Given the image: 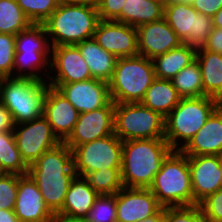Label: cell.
<instances>
[{
  "instance_id": "cell-22",
  "label": "cell",
  "mask_w": 222,
  "mask_h": 222,
  "mask_svg": "<svg viewBox=\"0 0 222 222\" xmlns=\"http://www.w3.org/2000/svg\"><path fill=\"white\" fill-rule=\"evenodd\" d=\"M99 194L89 185L88 181L76 175L66 193L62 210L56 215L69 220L84 221Z\"/></svg>"
},
{
  "instance_id": "cell-8",
  "label": "cell",
  "mask_w": 222,
  "mask_h": 222,
  "mask_svg": "<svg viewBox=\"0 0 222 222\" xmlns=\"http://www.w3.org/2000/svg\"><path fill=\"white\" fill-rule=\"evenodd\" d=\"M165 118L140 102L115 103L114 134L121 140L165 137Z\"/></svg>"
},
{
  "instance_id": "cell-31",
  "label": "cell",
  "mask_w": 222,
  "mask_h": 222,
  "mask_svg": "<svg viewBox=\"0 0 222 222\" xmlns=\"http://www.w3.org/2000/svg\"><path fill=\"white\" fill-rule=\"evenodd\" d=\"M32 24L15 0H0V33L16 36Z\"/></svg>"
},
{
  "instance_id": "cell-7",
  "label": "cell",
  "mask_w": 222,
  "mask_h": 222,
  "mask_svg": "<svg viewBox=\"0 0 222 222\" xmlns=\"http://www.w3.org/2000/svg\"><path fill=\"white\" fill-rule=\"evenodd\" d=\"M155 78L152 59L141 55L117 58L109 82L110 98L115 103L141 102Z\"/></svg>"
},
{
  "instance_id": "cell-18",
  "label": "cell",
  "mask_w": 222,
  "mask_h": 222,
  "mask_svg": "<svg viewBox=\"0 0 222 222\" xmlns=\"http://www.w3.org/2000/svg\"><path fill=\"white\" fill-rule=\"evenodd\" d=\"M14 213L20 222H52L55 218L29 174L18 175Z\"/></svg>"
},
{
  "instance_id": "cell-12",
  "label": "cell",
  "mask_w": 222,
  "mask_h": 222,
  "mask_svg": "<svg viewBox=\"0 0 222 222\" xmlns=\"http://www.w3.org/2000/svg\"><path fill=\"white\" fill-rule=\"evenodd\" d=\"M114 107L115 102L111 100L102 108L79 113L78 120L64 143L72 150L78 145L114 134Z\"/></svg>"
},
{
  "instance_id": "cell-9",
  "label": "cell",
  "mask_w": 222,
  "mask_h": 222,
  "mask_svg": "<svg viewBox=\"0 0 222 222\" xmlns=\"http://www.w3.org/2000/svg\"><path fill=\"white\" fill-rule=\"evenodd\" d=\"M122 143L115 134H111L73 148V168L76 175L84 177L101 169L121 168Z\"/></svg>"
},
{
  "instance_id": "cell-14",
  "label": "cell",
  "mask_w": 222,
  "mask_h": 222,
  "mask_svg": "<svg viewBox=\"0 0 222 222\" xmlns=\"http://www.w3.org/2000/svg\"><path fill=\"white\" fill-rule=\"evenodd\" d=\"M48 85L61 92L79 113L102 108L111 101L109 83L98 79Z\"/></svg>"
},
{
  "instance_id": "cell-6",
  "label": "cell",
  "mask_w": 222,
  "mask_h": 222,
  "mask_svg": "<svg viewBox=\"0 0 222 222\" xmlns=\"http://www.w3.org/2000/svg\"><path fill=\"white\" fill-rule=\"evenodd\" d=\"M47 81L30 77H4L0 82V102L10 111L15 124L43 115Z\"/></svg>"
},
{
  "instance_id": "cell-38",
  "label": "cell",
  "mask_w": 222,
  "mask_h": 222,
  "mask_svg": "<svg viewBox=\"0 0 222 222\" xmlns=\"http://www.w3.org/2000/svg\"><path fill=\"white\" fill-rule=\"evenodd\" d=\"M17 189V174L0 173V209L14 210Z\"/></svg>"
},
{
  "instance_id": "cell-45",
  "label": "cell",
  "mask_w": 222,
  "mask_h": 222,
  "mask_svg": "<svg viewBox=\"0 0 222 222\" xmlns=\"http://www.w3.org/2000/svg\"><path fill=\"white\" fill-rule=\"evenodd\" d=\"M58 4L66 5H97L98 0H57Z\"/></svg>"
},
{
  "instance_id": "cell-30",
  "label": "cell",
  "mask_w": 222,
  "mask_h": 222,
  "mask_svg": "<svg viewBox=\"0 0 222 222\" xmlns=\"http://www.w3.org/2000/svg\"><path fill=\"white\" fill-rule=\"evenodd\" d=\"M171 82L182 98L204 96L201 69L196 59L175 75Z\"/></svg>"
},
{
  "instance_id": "cell-17",
  "label": "cell",
  "mask_w": 222,
  "mask_h": 222,
  "mask_svg": "<svg viewBox=\"0 0 222 222\" xmlns=\"http://www.w3.org/2000/svg\"><path fill=\"white\" fill-rule=\"evenodd\" d=\"M161 208L149 188L123 187L116 194L117 222H137L155 215Z\"/></svg>"
},
{
  "instance_id": "cell-47",
  "label": "cell",
  "mask_w": 222,
  "mask_h": 222,
  "mask_svg": "<svg viewBox=\"0 0 222 222\" xmlns=\"http://www.w3.org/2000/svg\"><path fill=\"white\" fill-rule=\"evenodd\" d=\"M213 27L222 28V7L212 17Z\"/></svg>"
},
{
  "instance_id": "cell-3",
  "label": "cell",
  "mask_w": 222,
  "mask_h": 222,
  "mask_svg": "<svg viewBox=\"0 0 222 222\" xmlns=\"http://www.w3.org/2000/svg\"><path fill=\"white\" fill-rule=\"evenodd\" d=\"M99 22L97 5L58 4L43 23L51 47L77 45L92 38Z\"/></svg>"
},
{
  "instance_id": "cell-34",
  "label": "cell",
  "mask_w": 222,
  "mask_h": 222,
  "mask_svg": "<svg viewBox=\"0 0 222 222\" xmlns=\"http://www.w3.org/2000/svg\"><path fill=\"white\" fill-rule=\"evenodd\" d=\"M33 24H43L57 9V0H15Z\"/></svg>"
},
{
  "instance_id": "cell-36",
  "label": "cell",
  "mask_w": 222,
  "mask_h": 222,
  "mask_svg": "<svg viewBox=\"0 0 222 222\" xmlns=\"http://www.w3.org/2000/svg\"><path fill=\"white\" fill-rule=\"evenodd\" d=\"M16 36L0 33V77H13Z\"/></svg>"
},
{
  "instance_id": "cell-33",
  "label": "cell",
  "mask_w": 222,
  "mask_h": 222,
  "mask_svg": "<svg viewBox=\"0 0 222 222\" xmlns=\"http://www.w3.org/2000/svg\"><path fill=\"white\" fill-rule=\"evenodd\" d=\"M84 178L99 195L117 194L124 186L121 168H106L86 174Z\"/></svg>"
},
{
  "instance_id": "cell-39",
  "label": "cell",
  "mask_w": 222,
  "mask_h": 222,
  "mask_svg": "<svg viewBox=\"0 0 222 222\" xmlns=\"http://www.w3.org/2000/svg\"><path fill=\"white\" fill-rule=\"evenodd\" d=\"M203 219L207 222H222V188L208 195L199 203Z\"/></svg>"
},
{
  "instance_id": "cell-24",
  "label": "cell",
  "mask_w": 222,
  "mask_h": 222,
  "mask_svg": "<svg viewBox=\"0 0 222 222\" xmlns=\"http://www.w3.org/2000/svg\"><path fill=\"white\" fill-rule=\"evenodd\" d=\"M195 59L201 69L204 96L215 98L222 104V54L200 47Z\"/></svg>"
},
{
  "instance_id": "cell-48",
  "label": "cell",
  "mask_w": 222,
  "mask_h": 222,
  "mask_svg": "<svg viewBox=\"0 0 222 222\" xmlns=\"http://www.w3.org/2000/svg\"><path fill=\"white\" fill-rule=\"evenodd\" d=\"M52 222H84V221L69 220V219L62 218L60 216H55V218L52 220Z\"/></svg>"
},
{
  "instance_id": "cell-25",
  "label": "cell",
  "mask_w": 222,
  "mask_h": 222,
  "mask_svg": "<svg viewBox=\"0 0 222 222\" xmlns=\"http://www.w3.org/2000/svg\"><path fill=\"white\" fill-rule=\"evenodd\" d=\"M165 4L158 0H126L121 14L114 20L132 27L164 18Z\"/></svg>"
},
{
  "instance_id": "cell-4",
  "label": "cell",
  "mask_w": 222,
  "mask_h": 222,
  "mask_svg": "<svg viewBox=\"0 0 222 222\" xmlns=\"http://www.w3.org/2000/svg\"><path fill=\"white\" fill-rule=\"evenodd\" d=\"M149 189L162 207L193 205L188 156L181 150H172L162 162Z\"/></svg>"
},
{
  "instance_id": "cell-26",
  "label": "cell",
  "mask_w": 222,
  "mask_h": 222,
  "mask_svg": "<svg viewBox=\"0 0 222 222\" xmlns=\"http://www.w3.org/2000/svg\"><path fill=\"white\" fill-rule=\"evenodd\" d=\"M196 51L195 47L182 43L179 47L154 57L152 62L156 78L171 80L195 60Z\"/></svg>"
},
{
  "instance_id": "cell-44",
  "label": "cell",
  "mask_w": 222,
  "mask_h": 222,
  "mask_svg": "<svg viewBox=\"0 0 222 222\" xmlns=\"http://www.w3.org/2000/svg\"><path fill=\"white\" fill-rule=\"evenodd\" d=\"M0 222H20L16 217L14 210L0 209Z\"/></svg>"
},
{
  "instance_id": "cell-11",
  "label": "cell",
  "mask_w": 222,
  "mask_h": 222,
  "mask_svg": "<svg viewBox=\"0 0 222 222\" xmlns=\"http://www.w3.org/2000/svg\"><path fill=\"white\" fill-rule=\"evenodd\" d=\"M13 134L21 157L28 167L45 151L61 143L43 115L28 122L15 124Z\"/></svg>"
},
{
  "instance_id": "cell-51",
  "label": "cell",
  "mask_w": 222,
  "mask_h": 222,
  "mask_svg": "<svg viewBox=\"0 0 222 222\" xmlns=\"http://www.w3.org/2000/svg\"><path fill=\"white\" fill-rule=\"evenodd\" d=\"M221 182H222V162H221Z\"/></svg>"
},
{
  "instance_id": "cell-5",
  "label": "cell",
  "mask_w": 222,
  "mask_h": 222,
  "mask_svg": "<svg viewBox=\"0 0 222 222\" xmlns=\"http://www.w3.org/2000/svg\"><path fill=\"white\" fill-rule=\"evenodd\" d=\"M220 104L217 99L208 96L181 98L164 120V139L169 146L173 150H181Z\"/></svg>"
},
{
  "instance_id": "cell-46",
  "label": "cell",
  "mask_w": 222,
  "mask_h": 222,
  "mask_svg": "<svg viewBox=\"0 0 222 222\" xmlns=\"http://www.w3.org/2000/svg\"><path fill=\"white\" fill-rule=\"evenodd\" d=\"M137 222H163V207L155 215Z\"/></svg>"
},
{
  "instance_id": "cell-28",
  "label": "cell",
  "mask_w": 222,
  "mask_h": 222,
  "mask_svg": "<svg viewBox=\"0 0 222 222\" xmlns=\"http://www.w3.org/2000/svg\"><path fill=\"white\" fill-rule=\"evenodd\" d=\"M50 60L51 52L15 53L13 77L47 81L50 75Z\"/></svg>"
},
{
  "instance_id": "cell-2",
  "label": "cell",
  "mask_w": 222,
  "mask_h": 222,
  "mask_svg": "<svg viewBox=\"0 0 222 222\" xmlns=\"http://www.w3.org/2000/svg\"><path fill=\"white\" fill-rule=\"evenodd\" d=\"M172 150L164 138L123 141L121 164L123 186L149 188L162 162Z\"/></svg>"
},
{
  "instance_id": "cell-42",
  "label": "cell",
  "mask_w": 222,
  "mask_h": 222,
  "mask_svg": "<svg viewBox=\"0 0 222 222\" xmlns=\"http://www.w3.org/2000/svg\"><path fill=\"white\" fill-rule=\"evenodd\" d=\"M202 48L204 50L222 54V28L213 27L207 42Z\"/></svg>"
},
{
  "instance_id": "cell-21",
  "label": "cell",
  "mask_w": 222,
  "mask_h": 222,
  "mask_svg": "<svg viewBox=\"0 0 222 222\" xmlns=\"http://www.w3.org/2000/svg\"><path fill=\"white\" fill-rule=\"evenodd\" d=\"M186 156L221 155L222 104L208 117L203 127L181 148Z\"/></svg>"
},
{
  "instance_id": "cell-16",
  "label": "cell",
  "mask_w": 222,
  "mask_h": 222,
  "mask_svg": "<svg viewBox=\"0 0 222 222\" xmlns=\"http://www.w3.org/2000/svg\"><path fill=\"white\" fill-rule=\"evenodd\" d=\"M221 162L219 155L188 156L193 205L222 188Z\"/></svg>"
},
{
  "instance_id": "cell-49",
  "label": "cell",
  "mask_w": 222,
  "mask_h": 222,
  "mask_svg": "<svg viewBox=\"0 0 222 222\" xmlns=\"http://www.w3.org/2000/svg\"><path fill=\"white\" fill-rule=\"evenodd\" d=\"M170 1L186 2L190 4L193 0H170Z\"/></svg>"
},
{
  "instance_id": "cell-40",
  "label": "cell",
  "mask_w": 222,
  "mask_h": 222,
  "mask_svg": "<svg viewBox=\"0 0 222 222\" xmlns=\"http://www.w3.org/2000/svg\"><path fill=\"white\" fill-rule=\"evenodd\" d=\"M126 0H98L99 20H115L123 9Z\"/></svg>"
},
{
  "instance_id": "cell-41",
  "label": "cell",
  "mask_w": 222,
  "mask_h": 222,
  "mask_svg": "<svg viewBox=\"0 0 222 222\" xmlns=\"http://www.w3.org/2000/svg\"><path fill=\"white\" fill-rule=\"evenodd\" d=\"M190 4L197 12L213 17L222 7V0H193Z\"/></svg>"
},
{
  "instance_id": "cell-10",
  "label": "cell",
  "mask_w": 222,
  "mask_h": 222,
  "mask_svg": "<svg viewBox=\"0 0 222 222\" xmlns=\"http://www.w3.org/2000/svg\"><path fill=\"white\" fill-rule=\"evenodd\" d=\"M164 18L182 43L196 49L204 46L213 30L212 17L197 12L186 2L166 3Z\"/></svg>"
},
{
  "instance_id": "cell-43",
  "label": "cell",
  "mask_w": 222,
  "mask_h": 222,
  "mask_svg": "<svg viewBox=\"0 0 222 222\" xmlns=\"http://www.w3.org/2000/svg\"><path fill=\"white\" fill-rule=\"evenodd\" d=\"M14 127L10 111L0 102V132L13 131Z\"/></svg>"
},
{
  "instance_id": "cell-29",
  "label": "cell",
  "mask_w": 222,
  "mask_h": 222,
  "mask_svg": "<svg viewBox=\"0 0 222 222\" xmlns=\"http://www.w3.org/2000/svg\"><path fill=\"white\" fill-rule=\"evenodd\" d=\"M28 168L18 150L13 131L0 132V173L24 175L28 174Z\"/></svg>"
},
{
  "instance_id": "cell-32",
  "label": "cell",
  "mask_w": 222,
  "mask_h": 222,
  "mask_svg": "<svg viewBox=\"0 0 222 222\" xmlns=\"http://www.w3.org/2000/svg\"><path fill=\"white\" fill-rule=\"evenodd\" d=\"M15 53L51 52V46L43 24H32L16 35Z\"/></svg>"
},
{
  "instance_id": "cell-23",
  "label": "cell",
  "mask_w": 222,
  "mask_h": 222,
  "mask_svg": "<svg viewBox=\"0 0 222 222\" xmlns=\"http://www.w3.org/2000/svg\"><path fill=\"white\" fill-rule=\"evenodd\" d=\"M94 79L109 83L112 79L117 58L103 49L92 37L77 45Z\"/></svg>"
},
{
  "instance_id": "cell-1",
  "label": "cell",
  "mask_w": 222,
  "mask_h": 222,
  "mask_svg": "<svg viewBox=\"0 0 222 222\" xmlns=\"http://www.w3.org/2000/svg\"><path fill=\"white\" fill-rule=\"evenodd\" d=\"M50 211L56 216L63 207L71 181L76 176L72 150L61 142L45 151L28 168Z\"/></svg>"
},
{
  "instance_id": "cell-15",
  "label": "cell",
  "mask_w": 222,
  "mask_h": 222,
  "mask_svg": "<svg viewBox=\"0 0 222 222\" xmlns=\"http://www.w3.org/2000/svg\"><path fill=\"white\" fill-rule=\"evenodd\" d=\"M93 38L116 58L139 55L136 27L114 20H99Z\"/></svg>"
},
{
  "instance_id": "cell-37",
  "label": "cell",
  "mask_w": 222,
  "mask_h": 222,
  "mask_svg": "<svg viewBox=\"0 0 222 222\" xmlns=\"http://www.w3.org/2000/svg\"><path fill=\"white\" fill-rule=\"evenodd\" d=\"M163 222H204L199 204L163 207Z\"/></svg>"
},
{
  "instance_id": "cell-35",
  "label": "cell",
  "mask_w": 222,
  "mask_h": 222,
  "mask_svg": "<svg viewBox=\"0 0 222 222\" xmlns=\"http://www.w3.org/2000/svg\"><path fill=\"white\" fill-rule=\"evenodd\" d=\"M84 222H117L116 194L99 195Z\"/></svg>"
},
{
  "instance_id": "cell-27",
  "label": "cell",
  "mask_w": 222,
  "mask_h": 222,
  "mask_svg": "<svg viewBox=\"0 0 222 222\" xmlns=\"http://www.w3.org/2000/svg\"><path fill=\"white\" fill-rule=\"evenodd\" d=\"M181 98L171 80L155 78L140 103L165 118Z\"/></svg>"
},
{
  "instance_id": "cell-20",
  "label": "cell",
  "mask_w": 222,
  "mask_h": 222,
  "mask_svg": "<svg viewBox=\"0 0 222 222\" xmlns=\"http://www.w3.org/2000/svg\"><path fill=\"white\" fill-rule=\"evenodd\" d=\"M43 116L49 122L54 135L64 142L76 124L79 112L56 88L48 86L43 104Z\"/></svg>"
},
{
  "instance_id": "cell-13",
  "label": "cell",
  "mask_w": 222,
  "mask_h": 222,
  "mask_svg": "<svg viewBox=\"0 0 222 222\" xmlns=\"http://www.w3.org/2000/svg\"><path fill=\"white\" fill-rule=\"evenodd\" d=\"M50 71L47 83H74L93 78L76 45L51 47Z\"/></svg>"
},
{
  "instance_id": "cell-50",
  "label": "cell",
  "mask_w": 222,
  "mask_h": 222,
  "mask_svg": "<svg viewBox=\"0 0 222 222\" xmlns=\"http://www.w3.org/2000/svg\"><path fill=\"white\" fill-rule=\"evenodd\" d=\"M158 1H161V2L164 3V4L170 2V0H158Z\"/></svg>"
},
{
  "instance_id": "cell-19",
  "label": "cell",
  "mask_w": 222,
  "mask_h": 222,
  "mask_svg": "<svg viewBox=\"0 0 222 222\" xmlns=\"http://www.w3.org/2000/svg\"><path fill=\"white\" fill-rule=\"evenodd\" d=\"M136 30L138 53L148 59L165 54L182 44L165 18L142 24Z\"/></svg>"
}]
</instances>
